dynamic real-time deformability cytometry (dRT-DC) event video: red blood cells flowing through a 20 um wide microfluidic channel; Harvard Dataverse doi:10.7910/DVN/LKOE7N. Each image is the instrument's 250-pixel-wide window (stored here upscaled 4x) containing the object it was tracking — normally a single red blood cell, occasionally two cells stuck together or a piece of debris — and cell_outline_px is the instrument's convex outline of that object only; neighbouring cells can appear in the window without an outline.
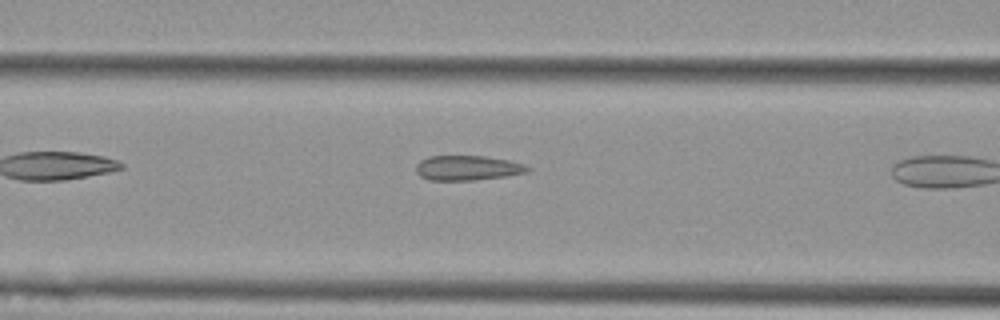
{"species": "Egyptian fruit bat (a non-hibernating species)", "species_latin": "Rousettus aegyptiacus", "temperature_condition": "cold", "stored_images_in_passage": 6, "camera_frame_rate_fps": 3000, "um_per_image_px": 0.085, "animal": {"sex": "female"}, "frame": {"image": 1, "passage_image": 5, "time_ms": 1.333, "image_size_px": [1000, 320], "cell_outline_px": [[532, 168], [528, 172], [504, 176], [472, 180], [428, 180], [420, 176], [416, 172], [416, 164], [420, 160], [428, 156], [484, 156], [508, 160], [524, 164]], "centroid_in_image_um": [39.72, 14.27], "position_along_channel_um": 126.9, "area_um2": 16.13}}